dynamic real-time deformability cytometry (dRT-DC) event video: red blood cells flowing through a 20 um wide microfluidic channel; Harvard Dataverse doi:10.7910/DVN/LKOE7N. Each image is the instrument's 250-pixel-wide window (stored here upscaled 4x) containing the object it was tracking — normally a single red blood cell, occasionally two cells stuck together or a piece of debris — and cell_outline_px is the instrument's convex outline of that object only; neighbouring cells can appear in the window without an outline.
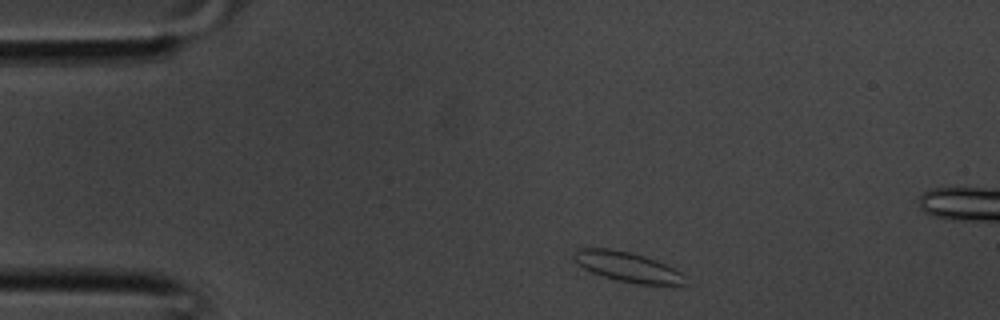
{"species": "common noctule bat (a hibernating species)", "species_latin": "Nyctalus noctula", "temperature_condition": "room temperature", "stored_images_in_passage": 33, "camera_frame_rate_fps": 3000, "um_per_image_px": 0.085, "animal": {"sex": "male", "body_mass_g": 20.1, "forearm_length_mm": 53.5}, "frame": {"image": 1, "passage_image": 1, "time_ms": 0.0, "image_size_px": [1000, 320], "cell_outline_px": [[688, 284], [640, 284], [616, 280], [592, 272], [576, 264], [572, 256], [572, 252], [576, 248], [608, 248], [628, 252], [644, 256], [656, 260], [680, 272]], "centroid_in_image_um": [53.25, 22.66], "position_along_channel_um": 31.7, "area_um2": 19.13}}
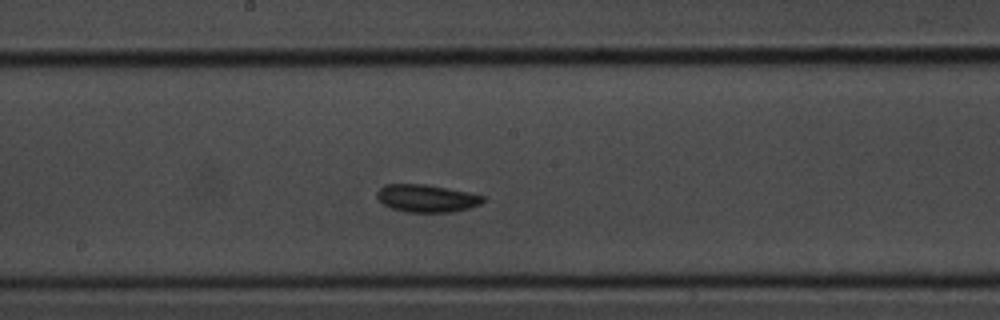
{"frame": {"image": 2, "passage_image": 14, "time_ms": 4.333, "image_size_px": [1000, 320], "cell_outline_px": [[484, 200], [480, 204], [468, 208], [452, 212], [404, 212], [392, 208], [384, 204], [376, 196], [376, 192], [384, 184], [424, 184], [468, 192], [484, 196]], "centroid_in_image_um": [36.24, 16.85], "position_along_channel_um": 212.0, "area_um2": 16.94}}
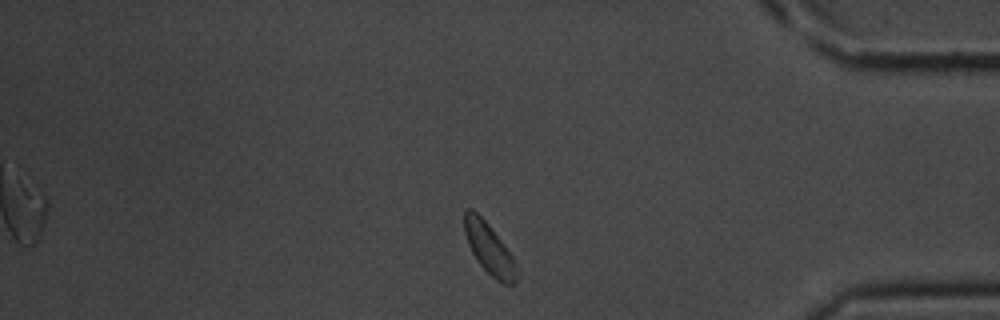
{"frame": {"image": 3, "passage_image": 26, "time_ms": 8.333, "image_size_px": [1000, 320], "cell_outline_px": [[520, 276], [512, 284], [504, 284], [496, 280], [480, 264], [472, 252], [468, 244], [464, 232], [464, 212], [468, 208], [472, 208], [488, 224], [504, 244], [512, 256], [516, 264]], "centroid_in_image_um": [41.6, 21.15], "position_along_channel_um": 393.6, "area_um2": 15.43}}